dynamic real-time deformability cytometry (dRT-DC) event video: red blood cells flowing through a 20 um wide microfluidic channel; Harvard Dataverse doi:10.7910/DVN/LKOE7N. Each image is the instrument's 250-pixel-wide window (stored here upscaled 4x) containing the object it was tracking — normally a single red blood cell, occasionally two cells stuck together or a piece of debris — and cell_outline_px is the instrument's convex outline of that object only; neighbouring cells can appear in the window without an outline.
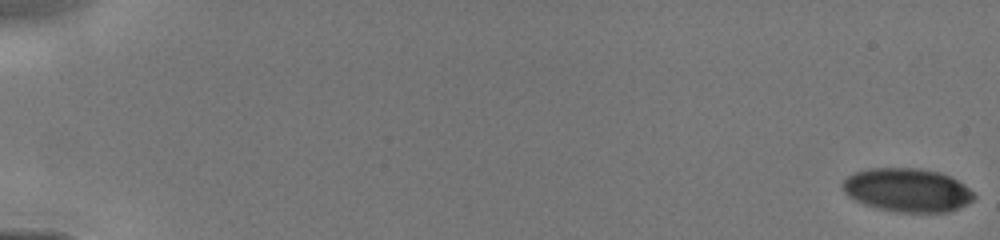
{"species": "human", "species_latin": "Homo sapiens", "temperature_condition": "cold", "stored_images_in_passage": 64, "camera_frame_rate_fps": 3000, "um_per_image_px": 0.085, "donor": {"sex": "male"}, "frame": {"image": 1, "passage_image": 1, "time_ms": 0.0, "image_size_px": [1000, 240], "cell_outline_px": [[976, 196], [972, 200], [948, 212], [900, 212], [876, 208], [864, 204], [848, 196], [844, 192], [840, 184], [848, 176], [856, 172], [868, 168], [920, 168], [940, 172], [964, 184]], "centroid_in_image_um": [77.08, 16.15], "position_along_channel_um": 7.9, "area_um2": 33.18}}
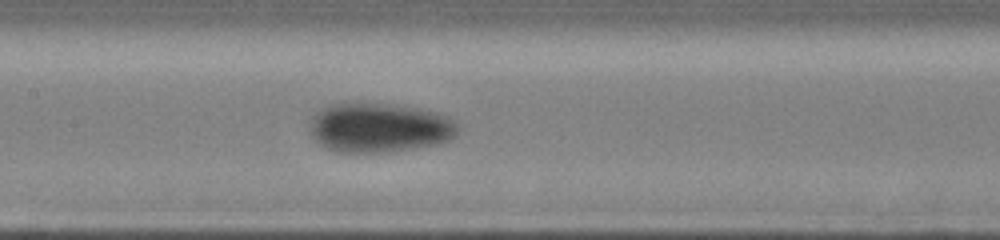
{"frame": {"image": 2, "passage_image": 39, "time_ms": 8.0, "image_size_px": [1000, 240], "cell_outline_px": [[456, 136], [440, 144], [392, 152], [336, 152], [324, 148], [312, 136], [312, 116], [316, 112], [324, 108], [336, 104], [388, 104], [416, 108], [436, 112], [448, 116], [456, 120]], "centroid_in_image_um": [32.28, 10.88], "position_along_channel_um": 175.1, "area_um2": 42.37}}
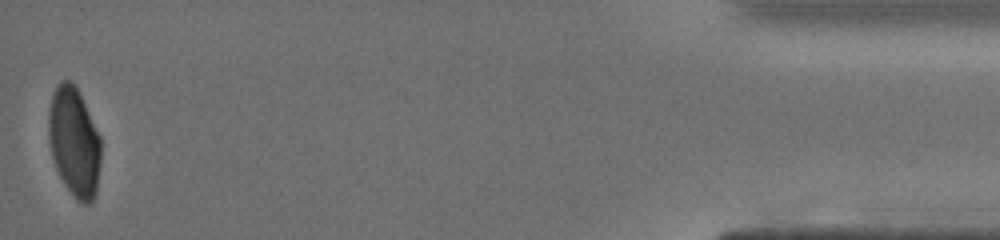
{"frame": {"image": 3, "passage_image": 64, "time_ms": 15.333, "image_size_px": [1000, 240], "cell_outline_px": [[100, 164], [96, 192], [92, 200], [88, 204], [84, 204], [76, 200], [64, 184], [56, 168], [52, 156], [48, 136], [48, 112], [52, 96], [60, 80], [68, 80], [76, 88], [100, 136]], "centroid_in_image_um": [6.29, 12.11], "position_along_channel_um": 428.9, "area_um2": 32.95}}